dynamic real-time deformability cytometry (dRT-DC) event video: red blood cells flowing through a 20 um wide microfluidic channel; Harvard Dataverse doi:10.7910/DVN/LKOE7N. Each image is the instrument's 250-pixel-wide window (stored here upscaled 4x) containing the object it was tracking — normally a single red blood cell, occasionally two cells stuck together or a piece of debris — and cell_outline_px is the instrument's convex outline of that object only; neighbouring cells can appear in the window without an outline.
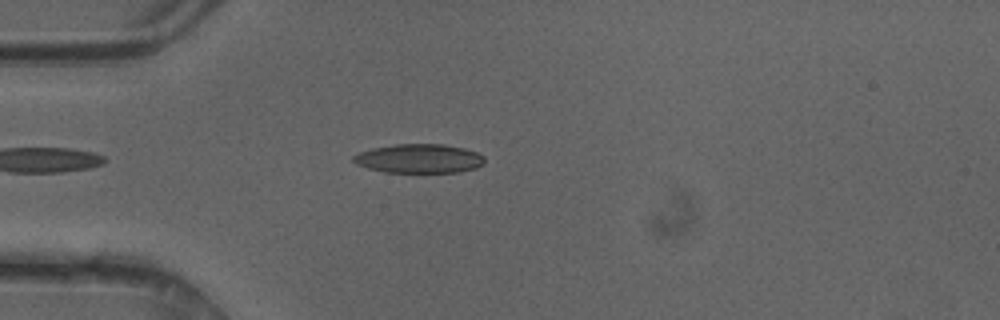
{"species": "common noctule bat (a hibernating species)", "species_latin": "Nyctalus noctula", "temperature_condition": "cold", "stored_images_in_passage": 38, "camera_frame_rate_fps": 3000, "um_per_image_px": 0.085, "animal": {"sex": "female"}, "frame": {"image": 1, "passage_image": 5, "time_ms": 1.333, "image_size_px": [1000, 320], "cell_outline_px": [[484, 164], [476, 168], [460, 172], [384, 172], [368, 168], [356, 164], [352, 160], [352, 156], [360, 152], [372, 148], [396, 144], [444, 144], [464, 148], [476, 152], [484, 156]], "centroid_in_image_um": [35.63, 13.48], "position_along_channel_um": 49.4, "area_um2": 22.25}}
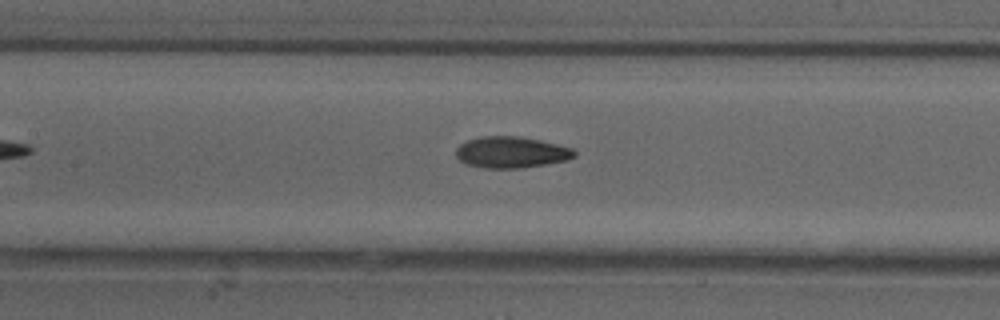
{"frame": {"image": 2, "passage_image": 14, "time_ms": 4.333, "image_size_px": [1000, 320], "cell_outline_px": [[576, 156], [568, 160], [520, 168], [484, 168], [468, 164], [460, 160], [456, 156], [456, 148], [460, 144], [468, 140], [480, 136], [516, 136], [540, 140], [572, 148], [576, 152]], "centroid_in_image_um": [43.45, 12.94], "position_along_channel_um": 163.9, "area_um2": 21.5}}
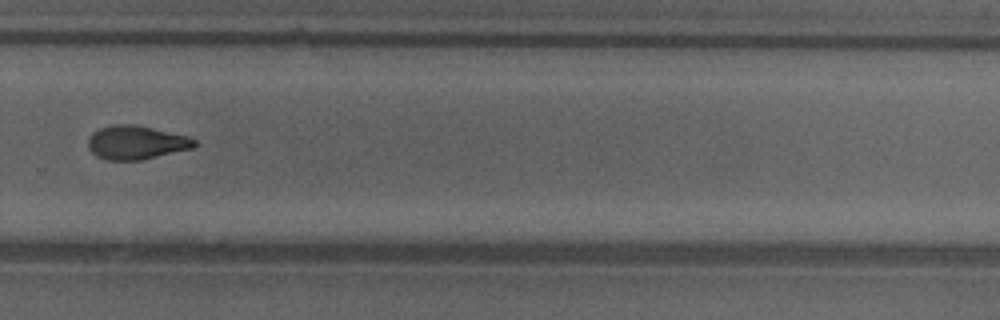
{"frame": {"image": 3, "passage_image": 25, "time_ms": 8.0, "image_size_px": [1000, 320], "cell_outline_px": [[196, 148], [140, 160], [108, 160], [96, 156], [88, 148], [88, 140], [92, 132], [100, 128], [112, 124], [132, 124], [152, 128], [188, 136], [196, 140]], "centroid_in_image_um": [11.58, 12.11], "position_along_channel_um": 318.2, "area_um2": 20.98}, "authors_computed_cell_mechanics": {"area_um2": 21.2704, "velocity_mm_per_s": 4.2303, "shape_relaxation_time_tau1_ms": 8.3771, "shape_relaxation_time_tau2_ms": 3.3902, "deformation_change_tau1": 0.1932, "deformation_change_tau2": 0.1004}}